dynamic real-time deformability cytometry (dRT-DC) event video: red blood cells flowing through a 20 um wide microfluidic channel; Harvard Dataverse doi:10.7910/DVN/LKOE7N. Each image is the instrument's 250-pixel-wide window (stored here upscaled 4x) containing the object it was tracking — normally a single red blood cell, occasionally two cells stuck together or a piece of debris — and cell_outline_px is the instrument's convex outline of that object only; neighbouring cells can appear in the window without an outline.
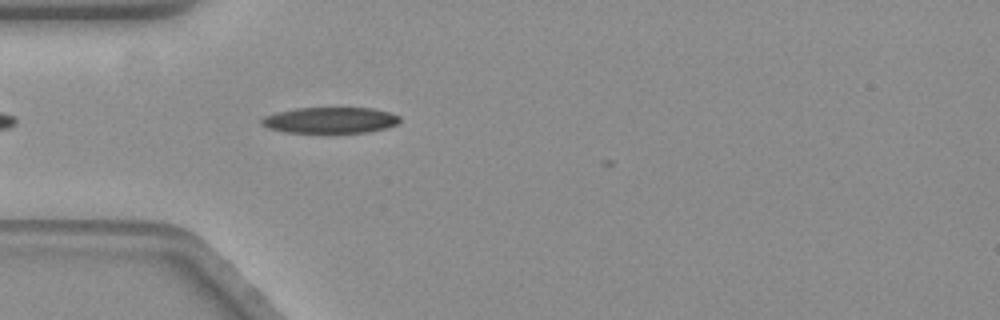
{"species": "common noctule bat (a hibernating species)", "species_latin": "Nyctalus noctula", "temperature_condition": "warm", "stored_images_in_passage": 4, "camera_frame_rate_fps": 3000, "um_per_image_px": 0.085, "animal": {"sex": "female", "body_mass_g": 19.3, "forearm_length_mm": 54.1}, "frame": {"image": 1, "passage_image": 3, "time_ms": 0.667, "image_size_px": [1000, 320], "cell_outline_px": [[400, 120], [396, 124], [384, 128], [364, 132], [284, 132], [268, 128], [260, 120], [264, 116], [276, 112], [296, 108], [372, 108], [388, 112], [400, 116]], "centroid_in_image_um": [28.04, 10.2], "position_along_channel_um": 57.0, "area_um2": 20.63}}